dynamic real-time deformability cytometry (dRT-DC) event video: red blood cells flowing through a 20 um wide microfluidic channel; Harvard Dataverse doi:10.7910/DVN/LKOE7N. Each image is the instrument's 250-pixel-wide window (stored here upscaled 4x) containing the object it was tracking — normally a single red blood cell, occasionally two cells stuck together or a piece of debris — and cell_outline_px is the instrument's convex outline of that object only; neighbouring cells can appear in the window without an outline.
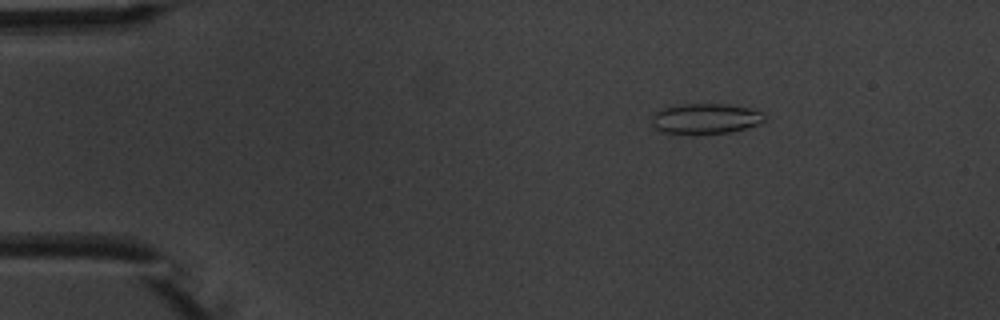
{"species": "common noctule bat (a hibernating species)", "species_latin": "Nyctalus noctula", "temperature_condition": "warm", "stored_images_in_passage": 5, "camera_frame_rate_fps": 3000, "um_per_image_px": 0.085, "animal": {"sex": "male", "body_mass_g": 20.1, "forearm_length_mm": 53.5}, "frame": {"image": 1, "passage_image": 3, "time_ms": 2.333, "image_size_px": [1000, 320], "cell_outline_px": [[764, 120], [760, 124], [728, 132], [660, 132], [652, 124], [652, 116], [660, 108], [676, 104], [728, 104], [748, 108], [764, 112]], "centroid_in_image_um": [59.96, 10.04], "position_along_channel_um": 25.0, "area_um2": 19.54}}